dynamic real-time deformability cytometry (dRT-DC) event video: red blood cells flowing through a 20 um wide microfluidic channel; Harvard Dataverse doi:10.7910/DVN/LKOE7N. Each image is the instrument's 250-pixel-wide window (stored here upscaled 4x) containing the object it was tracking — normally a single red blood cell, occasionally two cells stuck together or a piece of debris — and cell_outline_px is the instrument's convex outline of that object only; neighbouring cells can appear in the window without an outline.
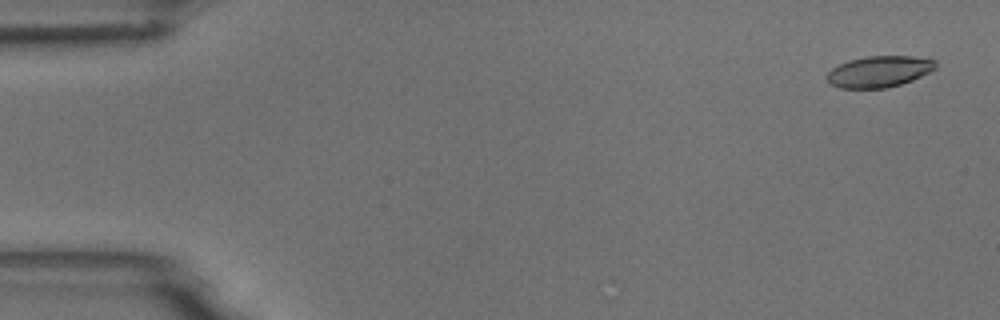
{"species": "common noctule bat (a hibernating species)", "species_latin": "Nyctalus noctula", "temperature_condition": "room temperature", "stored_images_in_passage": 4, "camera_frame_rate_fps": 3000, "um_per_image_px": 0.085, "animal": {"sex": "male", "body_mass_g": 18.8}, "frame": {"image": 1, "passage_image": 1, "time_ms": 0.0, "image_size_px": [1000, 320], "cell_outline_px": [[936, 68], [912, 80], [900, 84], [884, 88], [840, 88], [828, 84], [828, 72], [832, 68], [848, 60], [868, 56], [912, 56], [936, 60]], "centroid_in_image_um": [74.71, 6.08], "position_along_channel_um": 10.3, "area_um2": 19.65}}
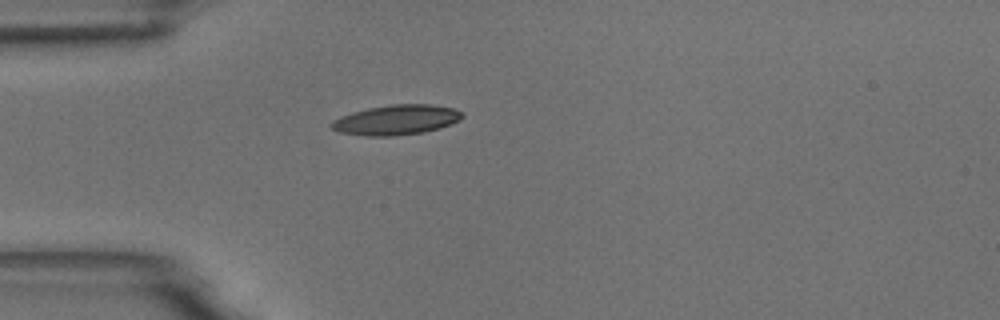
{"frame": {"image": 2, "passage_image": 4, "time_ms": 4.333, "image_size_px": [1000, 320], "cell_outline_px": [[464, 116], [460, 120], [452, 124], [440, 128], [424, 132], [396, 136], [368, 136], [340, 132], [332, 128], [328, 124], [332, 120], [340, 116], [352, 112], [368, 108], [392, 104], [432, 104], [452, 108], [464, 112]], "centroid_in_image_um": [33.7, 10.19], "position_along_channel_um": 51.3, "area_um2": 23.06}}